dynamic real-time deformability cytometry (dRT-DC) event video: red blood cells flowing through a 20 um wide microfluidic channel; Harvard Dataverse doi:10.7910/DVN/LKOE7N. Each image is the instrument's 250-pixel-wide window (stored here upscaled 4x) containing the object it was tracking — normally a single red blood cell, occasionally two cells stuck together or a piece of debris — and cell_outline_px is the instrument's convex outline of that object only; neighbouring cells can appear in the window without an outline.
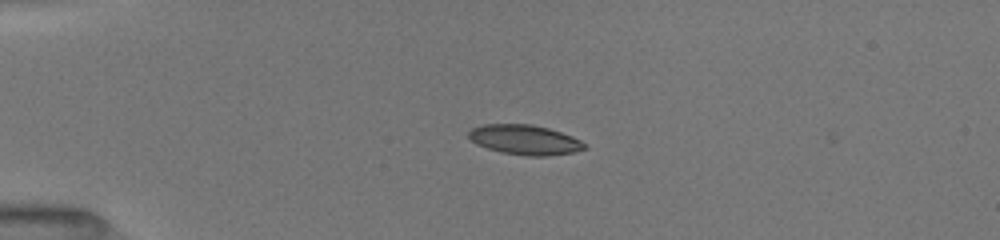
{"species": "common noctule bat (a hibernating species)", "species_latin": "Nyctalus noctula", "temperature_condition": "room temperature", "stored_images_in_passage": 40, "camera_frame_rate_fps": 3000, "um_per_image_px": 0.085, "animal": {"sex": "female", "body_mass_g": 19.5, "forearm_length_mm": 54.1}, "frame": {"image": 1, "passage_image": 1, "time_ms": 0.0, "image_size_px": [1000, 240], "cell_outline_px": [[588, 148], [572, 152], [544, 156], [524, 156], [500, 152], [476, 144], [468, 136], [468, 132], [472, 128], [484, 124], [532, 124], [548, 128], [572, 136], [588, 144]], "centroid_in_image_um": [44.62, 11.88], "position_along_channel_um": 40.4, "area_um2": 20.17}}
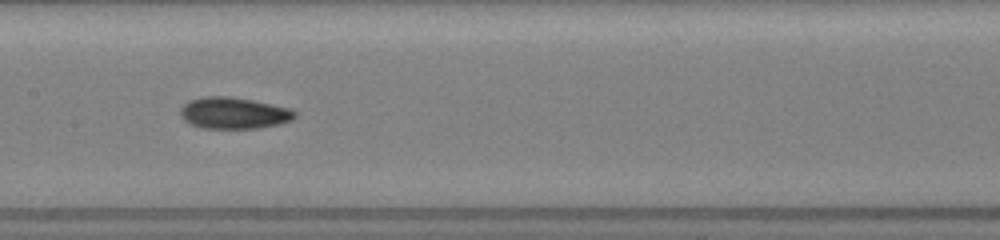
{"frame": {"image": 2, "passage_image": 15, "time_ms": 4.667, "image_size_px": [1000, 240], "cell_outline_px": [[296, 116], [292, 120], [280, 124], [256, 128], [204, 128], [188, 124], [180, 116], [180, 108], [188, 100], [204, 96], [228, 96], [252, 100], [292, 108], [296, 112]], "centroid_in_image_um": [19.86, 9.6], "position_along_channel_um": 187.5, "area_um2": 21.21}}
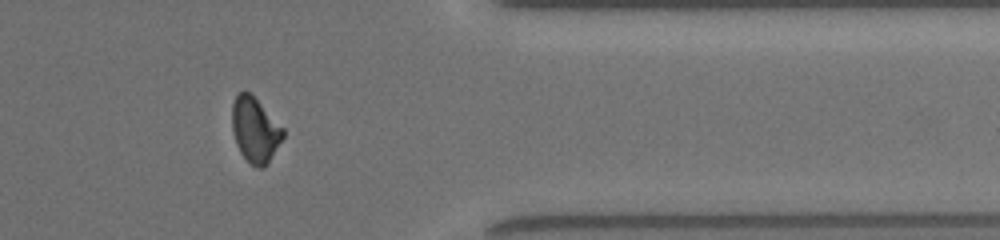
{"frame": {"image": 3, "passage_image": 31, "time_ms": 10.0, "image_size_px": [1000, 240], "cell_outline_px": [[284, 136], [268, 164], [264, 168], [256, 168], [240, 152], [236, 144], [232, 132], [232, 104], [236, 92], [248, 92], [284, 128]], "centroid_in_image_um": [21.67, 11.06], "position_along_channel_um": 389.7, "area_um2": 19.19}, "authors_computed_cell_mechanics": {"area_um2": 20.1144, "velocity_mm_per_s": 4.0398, "shape_relaxation_time_tau1_ms": 6.3945, "shape_relaxation_time_tau2_ms": 3.4055, "deformation_change_tau1": 0.1561, "deformation_change_tau2": 0.0821}}